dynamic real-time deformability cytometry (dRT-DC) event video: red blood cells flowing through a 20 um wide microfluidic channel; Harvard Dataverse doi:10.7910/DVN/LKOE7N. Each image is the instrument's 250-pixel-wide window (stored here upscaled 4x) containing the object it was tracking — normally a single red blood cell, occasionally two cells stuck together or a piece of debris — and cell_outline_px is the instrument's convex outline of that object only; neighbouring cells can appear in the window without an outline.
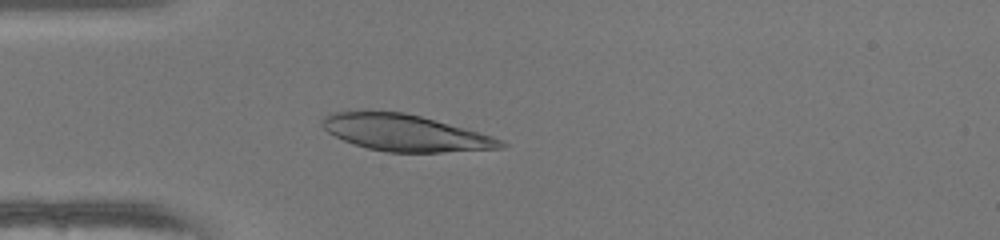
{"species": "human", "species_latin": "Homo sapiens", "temperature_condition": "warm", "stored_images_in_passage": 48, "camera_frame_rate_fps": 3000, "um_per_image_px": 0.085, "donor": {"sex": "female"}, "frame": {"image": 1, "passage_image": 13, "time_ms": 4.0, "image_size_px": [1000, 240], "cell_outline_px": [[508, 144], [504, 148], [440, 152], [388, 152], [368, 148], [344, 140], [328, 132], [320, 124], [320, 120], [324, 116], [332, 112], [360, 108], [364, 108], [404, 112], [420, 116], [492, 136], [504, 140]], "centroid_in_image_um": [34.35, 11.25], "position_along_channel_um": 50.6, "area_um2": 38.49}}
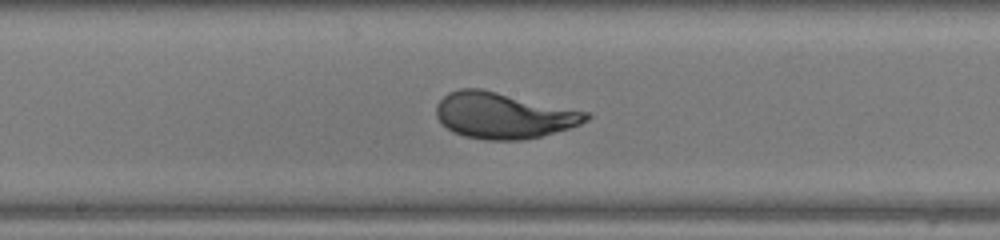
{"frame": {"image": 2, "passage_image": 25, "time_ms": 8.0, "image_size_px": [1000, 240], "cell_outline_px": [[592, 116], [588, 120], [580, 124], [568, 128], [540, 136], [520, 140], [484, 140], [464, 136], [452, 132], [436, 116], [436, 104], [448, 92], [460, 88], [480, 88], [592, 112]], "centroid_in_image_um": [42.82, 9.8], "position_along_channel_um": 205.4, "area_um2": 40.4}}
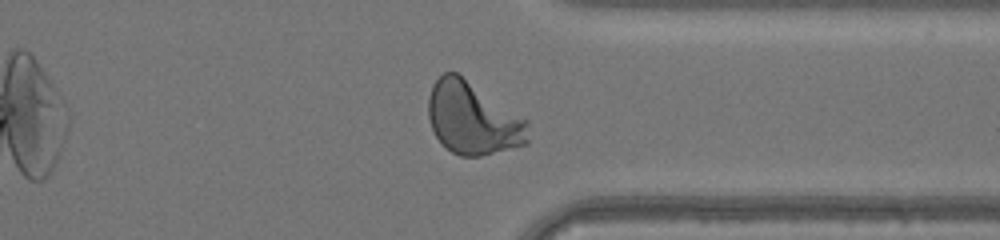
{"frame": {"image": 3, "passage_image": 37, "time_ms": 12.0, "image_size_px": [1000, 240], "cell_outline_px": [[528, 144], [480, 156], [460, 156], [452, 152], [436, 136], [432, 128], [428, 116], [428, 96], [432, 84], [444, 72], [456, 72], [528, 120]], "centroid_in_image_um": [40.19, 10.06], "position_along_channel_um": 371.2, "area_um2": 41.91}, "authors_computed_cell_mechanics": {"area_um2": 40.171, "velocity_mm_per_s": 4.2014, "shape_relaxation_time_tau1_ms": 2.9854, "shape_relaxation_time_tau2_ms": null, "deformation_change_tau1": 0.1897, "deformation_change_tau2": null}}